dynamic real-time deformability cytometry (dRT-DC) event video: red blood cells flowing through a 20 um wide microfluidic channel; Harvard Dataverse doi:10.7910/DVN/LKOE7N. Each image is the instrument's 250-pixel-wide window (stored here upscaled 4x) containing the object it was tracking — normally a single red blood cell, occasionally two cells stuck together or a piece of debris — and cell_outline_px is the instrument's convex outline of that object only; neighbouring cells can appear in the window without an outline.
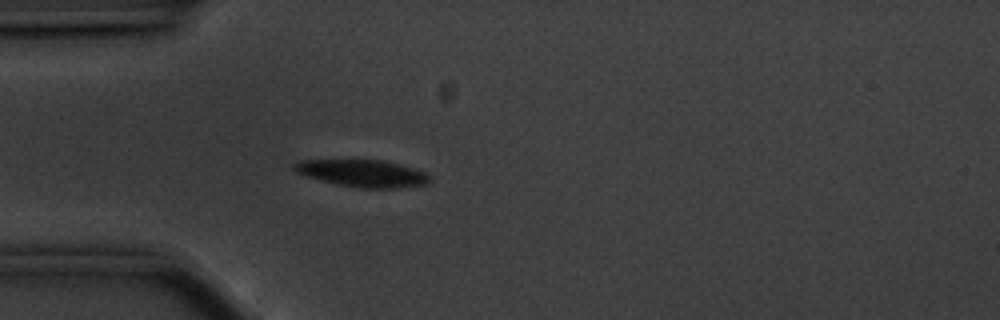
{"species": "common noctule bat (a hibernating species)", "species_latin": "Nyctalus noctula", "temperature_condition": "cold", "stored_images_in_passage": 42, "camera_frame_rate_fps": 3000, "um_per_image_px": 0.085, "animal": {"sex": "male", "body_mass_g": 20.1, "forearm_length_mm": 53.5}, "frame": {"image": 1, "passage_image": 1, "time_ms": 0.0, "image_size_px": [1000, 320], "cell_outline_px": [[432, 180], [428, 184], [400, 188], [360, 188], [336, 184], [304, 176], [296, 172], [292, 168], [292, 164], [300, 160], [384, 160], [412, 168], [424, 172]], "centroid_in_image_um": [30.79, 14.74], "position_along_channel_um": 54.2, "area_um2": 21.5}}
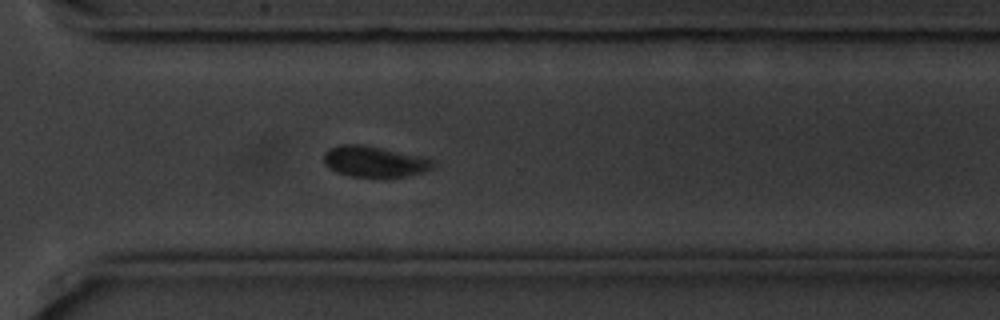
{"frame": {"image": 2, "passage_image": 26, "time_ms": 8.333, "image_size_px": [1000, 320], "cell_outline_px": [[436, 164], [432, 168], [424, 172], [404, 176], [352, 176], [336, 172], [324, 164], [324, 152], [328, 148], [340, 144], [364, 144], [420, 156], [436, 160]], "centroid_in_image_um": [31.82, 13.71], "position_along_channel_um": 338.8, "area_um2": 19.65}}
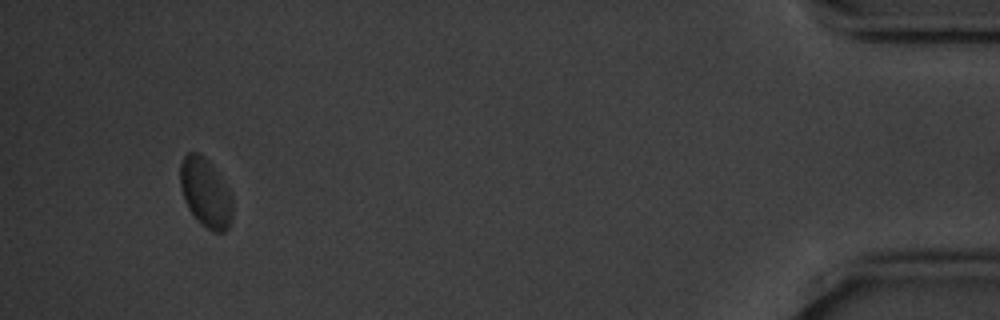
{"frame": {"image": 3, "passage_image": 39, "time_ms": 12.667, "image_size_px": [1000, 320], "cell_outline_px": [[232, 220], [228, 228], [224, 232], [212, 232], [200, 224], [188, 208], [184, 200], [180, 188], [180, 164], [184, 156], [188, 152], [196, 152], [204, 156], [208, 160], [232, 196]], "centroid_in_image_um": [17.45, 16.41], "position_along_channel_um": 417.7, "area_um2": 21.04}, "authors_computed_cell_mechanics": {"area_um2": 20.6346, "velocity_mm_per_s": 3.489, "shape_relaxation_time_tau1_ms": null, "shape_relaxation_time_tau2_ms": 6.4896, "deformation_change_tau1": null, "deformation_change_tau2": 0.0864}}